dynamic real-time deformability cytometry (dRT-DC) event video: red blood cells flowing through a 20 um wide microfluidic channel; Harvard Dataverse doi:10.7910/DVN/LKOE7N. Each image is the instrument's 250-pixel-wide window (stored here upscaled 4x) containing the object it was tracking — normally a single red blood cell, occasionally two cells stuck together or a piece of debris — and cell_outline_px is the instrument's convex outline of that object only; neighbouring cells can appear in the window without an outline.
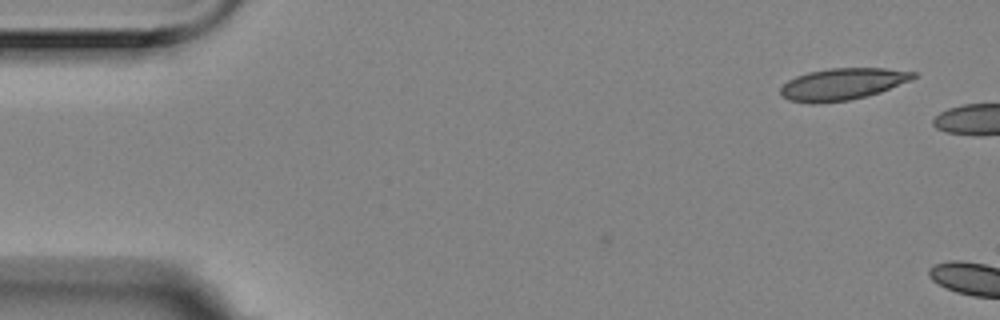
{"species": "Egyptian fruit bat (a non-hibernating species)", "species_latin": "Rousettus aegyptiacus", "temperature_condition": "room temperature", "stored_images_in_passage": 2, "camera_frame_rate_fps": 3000, "um_per_image_px": 0.085, "animal": {"sex": "female"}, "frame": {"image": 1, "passage_image": 2, "time_ms": 0.333, "image_size_px": [1000, 320], "cell_outline_px": [[916, 76], [912, 80], [880, 92], [848, 100], [820, 104], [812, 104], [788, 100], [780, 92], [780, 88], [788, 80], [796, 76], [808, 72], [828, 68], [884, 68], [916, 72]], "centroid_in_image_um": [71.6, 7.15], "position_along_channel_um": 13.4, "area_um2": 24.62}}